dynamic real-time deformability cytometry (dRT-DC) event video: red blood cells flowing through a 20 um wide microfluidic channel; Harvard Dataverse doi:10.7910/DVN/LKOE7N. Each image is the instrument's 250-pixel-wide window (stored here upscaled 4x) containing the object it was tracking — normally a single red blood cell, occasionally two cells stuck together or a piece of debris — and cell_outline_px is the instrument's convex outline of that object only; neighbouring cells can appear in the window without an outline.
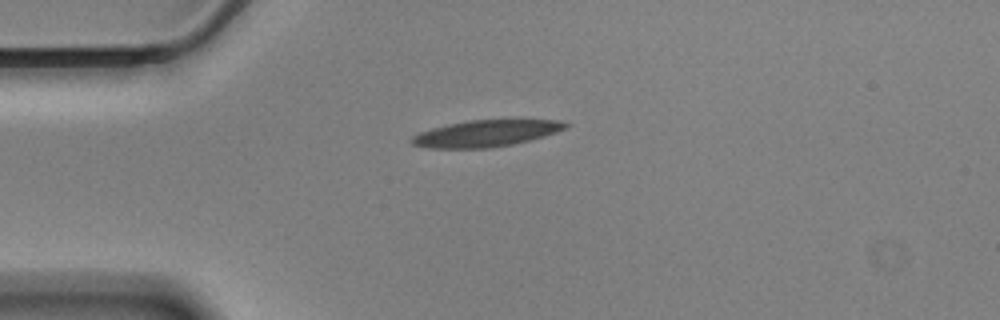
{"species": "Egyptian fruit bat (a non-hibernating species)", "species_latin": "Rousettus aegyptiacus", "temperature_condition": "cold", "stored_images_in_passage": 44, "camera_frame_rate_fps": 3000, "um_per_image_px": 0.085, "animal": {"sex": "male"}, "frame": {"image": 1, "passage_image": 1, "time_ms": 0.0, "image_size_px": [1000, 320], "cell_outline_px": [[572, 124], [568, 128], [544, 136], [512, 144], [488, 148], [428, 148], [412, 144], [408, 140], [412, 136], [420, 132], [432, 128], [448, 124], [468, 120], [560, 120]], "centroid_in_image_um": [41.31, 11.33], "position_along_channel_um": 43.7, "area_um2": 23.81}}
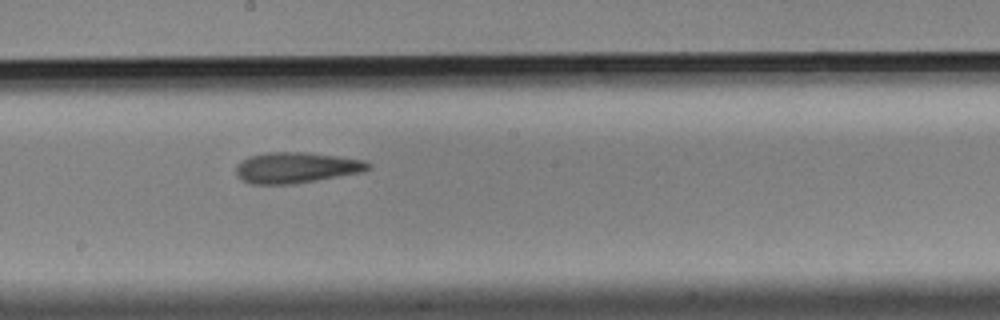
{"frame": {"image": 2, "passage_image": 18, "time_ms": 5.667, "image_size_px": [1000, 320], "cell_outline_px": [[372, 168], [364, 172], [292, 184], [252, 184], [244, 180], [236, 172], [236, 164], [248, 156], [268, 152], [308, 152], [364, 160], [372, 164]], "centroid_in_image_um": [25.22, 14.24], "position_along_channel_um": 223.0, "area_um2": 23.76}}
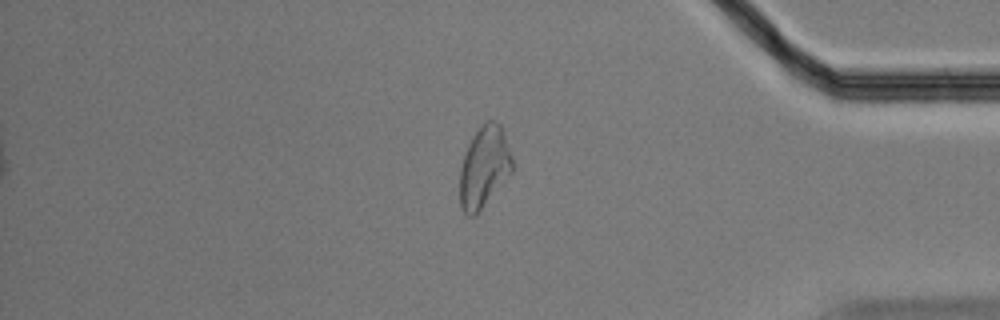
{"frame": {"image": 3, "passage_image": 35, "time_ms": 11.333, "image_size_px": [1000, 320], "cell_outline_px": [[512, 172], [476, 216], [468, 216], [464, 212], [460, 204], [460, 168], [468, 144], [472, 136], [484, 120], [492, 120], [500, 124], [504, 132], [512, 156]], "centroid_in_image_um": [41.15, 14.19], "position_along_channel_um": 394.0, "area_um2": 24.97}, "authors_computed_cell_mechanics": {"area_um2": 23.8425, "velocity_mm_per_s": 3.5027, "shape_relaxation_time_tau1_ms": null, "shape_relaxation_time_tau2_ms": 3.1008, "deformation_change_tau1": null, "deformation_change_tau2": 0.1183}}